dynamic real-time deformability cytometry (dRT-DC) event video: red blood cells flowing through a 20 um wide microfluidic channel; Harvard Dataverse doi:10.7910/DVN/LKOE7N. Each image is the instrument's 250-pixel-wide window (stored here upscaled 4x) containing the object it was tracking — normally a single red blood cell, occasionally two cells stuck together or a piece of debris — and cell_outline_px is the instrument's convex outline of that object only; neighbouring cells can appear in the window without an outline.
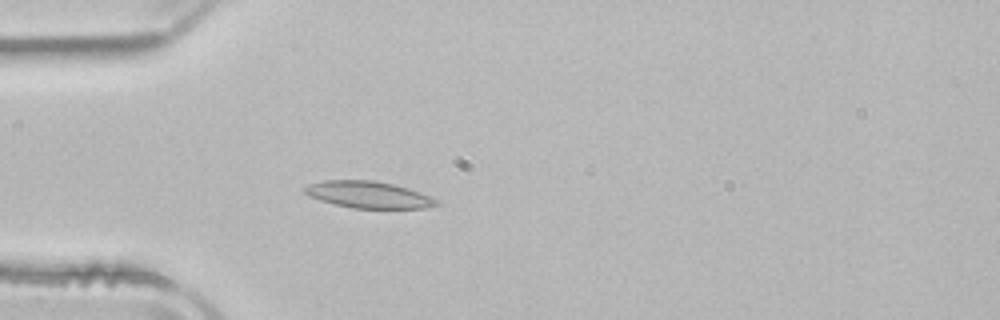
{"species": "common noctule bat (a hibernating species)", "species_latin": "Nyctalus noctula", "temperature_condition": "room temperature", "stored_images_in_passage": 38, "camera_frame_rate_fps": 3000, "um_per_image_px": 0.085, "animal": {"sex": "male", "body_mass_g": 21.5, "forearm_length_mm": 52.0}, "frame": {"image": 1, "passage_image": 1, "time_ms": 0.0, "image_size_px": [1000, 320], "cell_outline_px": [[440, 204], [424, 208], [352, 208], [320, 200], [308, 196], [304, 192], [304, 188], [308, 184], [324, 180], [372, 180], [392, 184], [428, 196], [436, 200]], "centroid_in_image_um": [31.24, 16.55], "position_along_channel_um": 53.8, "area_um2": 20.11}}
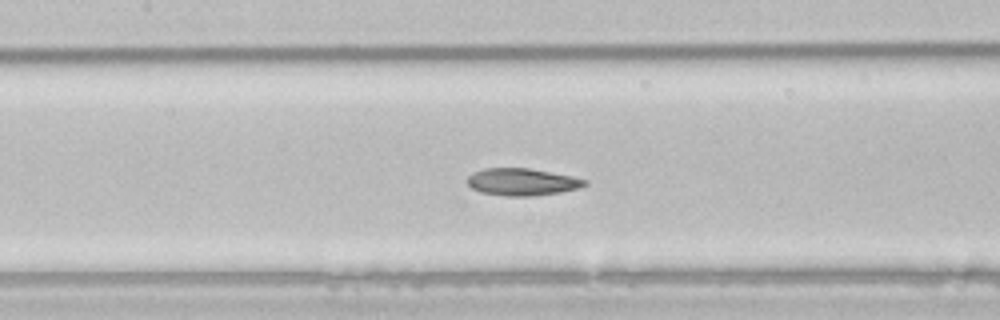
{"frame": {"image": 2, "passage_image": 10, "time_ms": 3.0, "image_size_px": [1000, 320], "cell_outline_px": [[588, 184], [576, 188], [560, 192], [532, 196], [504, 196], [480, 192], [472, 188], [468, 184], [468, 176], [472, 172], [484, 168], [528, 168], [572, 176], [588, 180]], "centroid_in_image_um": [44.35, 15.46], "position_along_channel_um": 163.0, "area_um2": 18.55}}
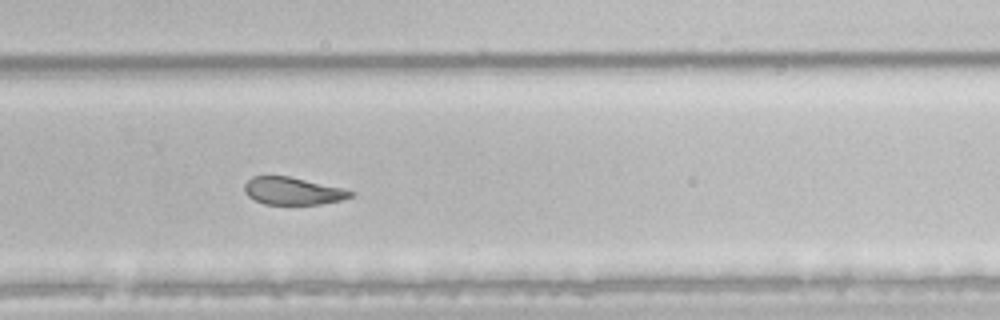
{"frame": {"image": 3, "passage_image": 21, "time_ms": 6.667, "image_size_px": [1000, 320], "cell_outline_px": [[352, 196], [340, 200], [320, 204], [264, 204], [248, 196], [244, 192], [244, 184], [252, 176], [288, 176], [340, 188], [352, 192]], "centroid_in_image_um": [24.81, 16.23], "position_along_channel_um": 305.0, "area_um2": 16.59}, "authors_computed_cell_mechanics": {"area_um2": 18.5827, "velocity_mm_per_s": 3.8903, "shape_relaxation_time_tau1_ms": 8.6878, "shape_relaxation_time_tau2_ms": 2.8612, "deformation_change_tau1": 0.1826, "deformation_change_tau2": 0.0841}}